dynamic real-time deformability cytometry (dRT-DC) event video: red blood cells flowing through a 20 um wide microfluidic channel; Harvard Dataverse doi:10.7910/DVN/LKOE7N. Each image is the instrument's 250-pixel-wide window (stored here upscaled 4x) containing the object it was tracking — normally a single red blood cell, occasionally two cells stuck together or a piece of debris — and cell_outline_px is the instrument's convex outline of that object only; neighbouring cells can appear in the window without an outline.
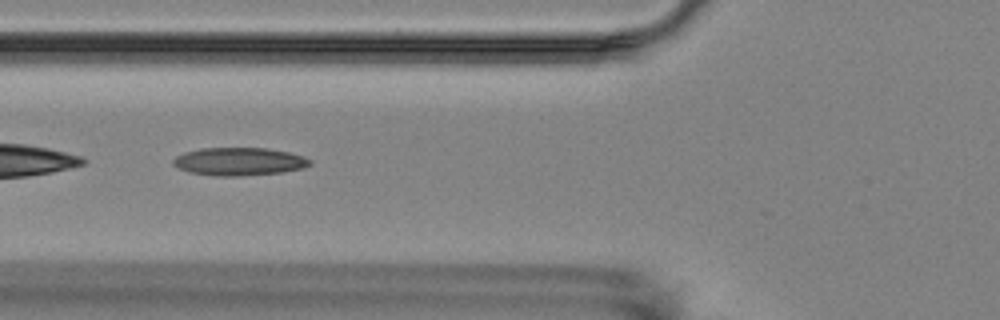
{"species": "Egyptian fruit bat (a non-hibernating species)", "species_latin": "Rousettus aegyptiacus", "temperature_condition": "room temperature", "stored_images_in_passage": 8, "camera_frame_rate_fps": 3000, "um_per_image_px": 0.085, "animal": {"sex": "female"}, "frame": {"image": 1, "passage_image": 5, "time_ms": 5.0, "image_size_px": [1000, 320], "cell_outline_px": [[312, 164], [304, 168], [280, 172], [236, 176], [216, 176], [188, 172], [172, 164], [172, 160], [176, 156], [184, 152], [200, 148], [264, 148], [288, 152], [312, 160]], "centroid_in_image_um": [20.29, 13.73], "position_along_channel_um": 105.5, "area_um2": 22.14}}
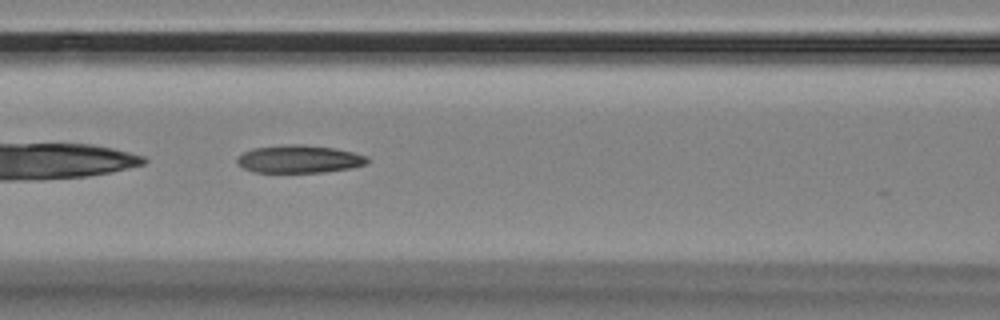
{"frame": {"image": 2, "passage_image": 6, "time_ms": 6.0, "image_size_px": [1000, 320], "cell_outline_px": [[368, 164], [352, 168], [324, 172], [252, 172], [244, 168], [236, 160], [236, 156], [252, 148], [284, 144], [304, 144], [332, 148], [352, 152], [368, 156]], "centroid_in_image_um": [25.43, 13.51], "position_along_channel_um": 141.2, "area_um2": 21.21}}
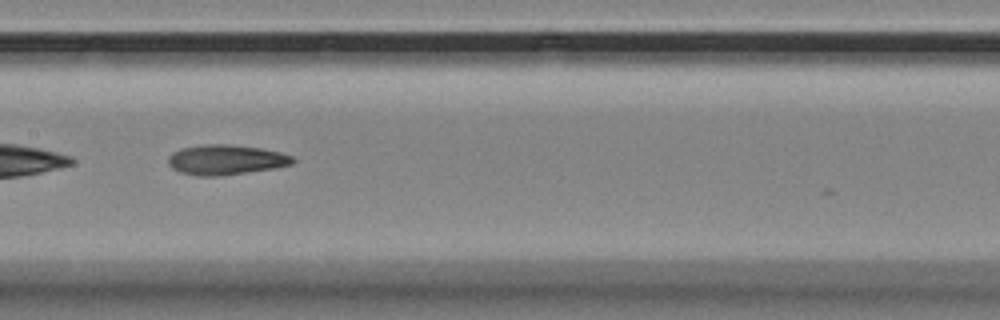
{"frame": {"image": 3, "passage_image": 7, "time_ms": 7.333, "image_size_px": [1000, 320], "cell_outline_px": [[296, 160], [292, 164], [276, 168], [220, 176], [196, 176], [180, 172], [172, 168], [168, 164], [168, 156], [172, 152], [180, 148], [204, 144], [228, 144], [260, 148], [280, 152], [292, 156]], "centroid_in_image_um": [19.18, 13.58], "position_along_channel_um": 188.2, "area_um2": 21.96}}